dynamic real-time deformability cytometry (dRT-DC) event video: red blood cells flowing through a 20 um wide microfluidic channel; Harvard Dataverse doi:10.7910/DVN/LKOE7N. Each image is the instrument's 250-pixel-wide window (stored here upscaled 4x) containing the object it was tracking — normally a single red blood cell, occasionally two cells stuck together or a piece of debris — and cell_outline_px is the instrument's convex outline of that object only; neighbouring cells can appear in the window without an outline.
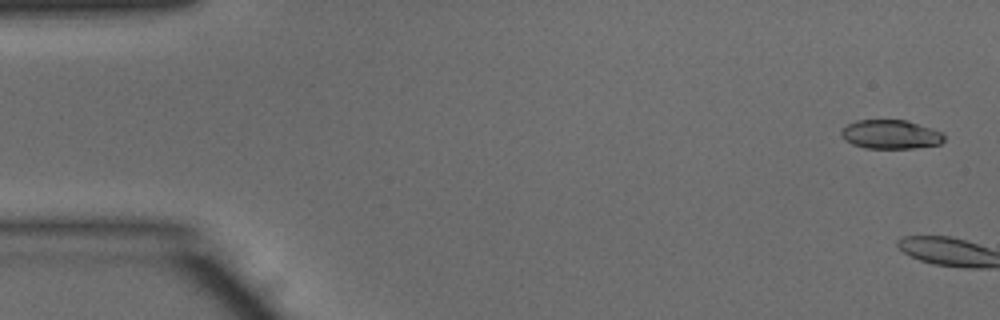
{"species": "common noctule bat (a hibernating species)", "species_latin": "Nyctalus noctula", "temperature_condition": "warm", "stored_images_in_passage": 4, "camera_frame_rate_fps": 3000, "um_per_image_px": 0.085, "animal": {"sex": "male", "body_mass_g": 15.6}, "frame": {"image": 1, "passage_image": 2, "time_ms": 0.333, "image_size_px": [1000, 320], "cell_outline_px": [[944, 140], [940, 144], [912, 148], [864, 148], [852, 144], [844, 140], [840, 136], [840, 128], [856, 120], [908, 120], [932, 128], [940, 132], [944, 136]], "centroid_in_image_um": [75.65, 11.42], "position_along_channel_um": 9.3, "area_um2": 17.51}}